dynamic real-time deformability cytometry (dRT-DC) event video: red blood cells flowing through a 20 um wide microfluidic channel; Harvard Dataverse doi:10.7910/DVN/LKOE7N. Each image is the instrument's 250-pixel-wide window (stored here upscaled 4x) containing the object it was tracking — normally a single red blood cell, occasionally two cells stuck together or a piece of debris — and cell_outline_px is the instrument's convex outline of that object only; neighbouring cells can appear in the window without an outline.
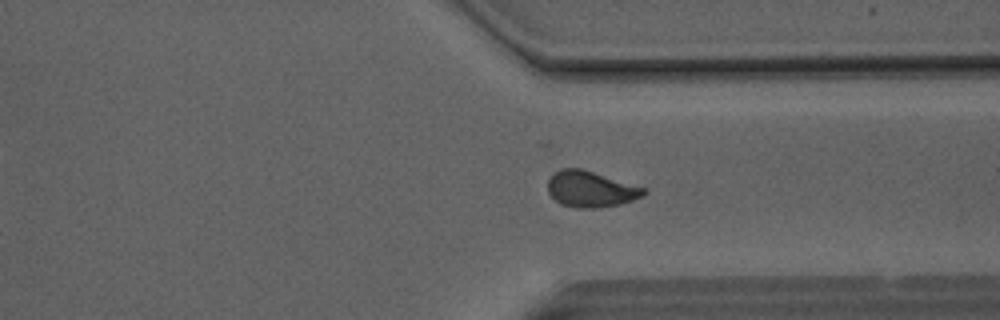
{"species": "Egyptian fruit bat (a non-hibernating species)", "species_latin": "Rousettus aegyptiacus", "temperature_condition": "room temperature", "stored_images_in_passage": 49, "camera_frame_rate_fps": 3000, "um_per_image_px": 0.085, "animal": {"sex": "male"}, "frame": {"image": 1, "passage_image": 37, "time_ms": 12.0, "image_size_px": [1000, 320], "cell_outline_px": [[648, 192], [644, 196], [620, 204], [596, 208], [576, 208], [560, 204], [548, 192], [548, 180], [560, 168], [584, 168], [648, 188]], "centroid_in_image_um": [50.27, 16.06], "position_along_channel_um": 361.1, "area_um2": 20.52}}
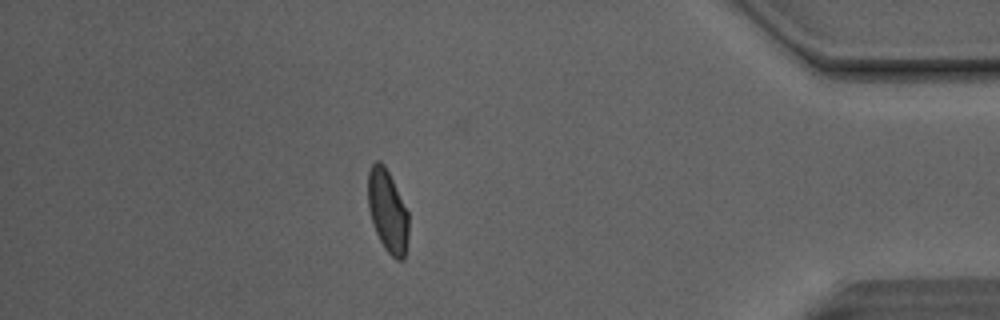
{"frame": {"image": 2, "passage_image": 43, "time_ms": 14.0, "image_size_px": [1000, 320], "cell_outline_px": [[408, 236], [404, 260], [396, 260], [384, 248], [376, 232], [368, 208], [368, 172], [372, 164], [376, 160], [380, 160], [384, 164], [408, 212]], "centroid_in_image_um": [32.94, 17.95], "position_along_channel_um": 402.3, "area_um2": 19.36}, "authors_computed_cell_mechanics": {"area_um2": 20.3456, "velocity_mm_per_s": 4.1463, "shape_relaxation_time_tau1_ms": 9.3842, "shape_relaxation_time_tau2_ms": 1.1497, "deformation_change_tau1": 0.182, "deformation_change_tau2": 0.0458}}